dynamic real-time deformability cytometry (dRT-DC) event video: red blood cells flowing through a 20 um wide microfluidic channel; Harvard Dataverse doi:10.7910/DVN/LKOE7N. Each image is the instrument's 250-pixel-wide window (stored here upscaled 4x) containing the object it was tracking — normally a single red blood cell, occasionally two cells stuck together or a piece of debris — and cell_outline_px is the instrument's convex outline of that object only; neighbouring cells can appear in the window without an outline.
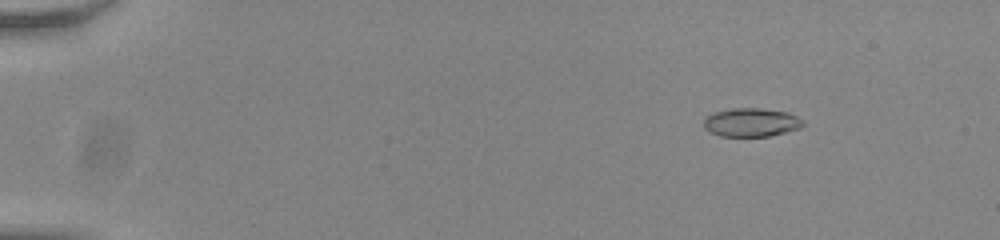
{"species": "common noctule bat (a hibernating species)", "species_latin": "Nyctalus noctula", "temperature_condition": "room temperature", "stored_images_in_passage": 56, "camera_frame_rate_fps": 3000, "um_per_image_px": 0.085, "animal": {"sex": "male", "body_mass_g": 20.0, "forearm_length_mm": 53.3}, "frame": {"image": 1, "passage_image": 8, "time_ms": 2.333, "image_size_px": [1000, 240], "cell_outline_px": [[804, 124], [800, 128], [768, 136], [720, 136], [708, 132], [704, 128], [704, 120], [708, 116], [716, 112], [732, 108], [760, 108], [788, 112], [804, 120]], "centroid_in_image_um": [63.86, 10.4], "position_along_channel_um": 21.1, "area_um2": 16.47}}
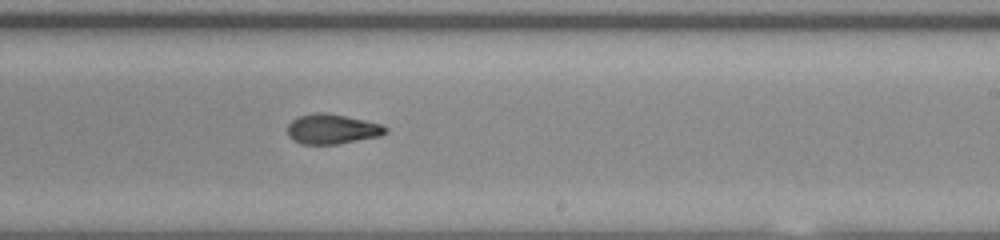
{"frame": {"image": 2, "passage_image": 36, "time_ms": 11.667, "image_size_px": [1000, 240], "cell_outline_px": [[388, 132], [380, 136], [340, 144], [300, 144], [292, 140], [288, 136], [288, 124], [292, 120], [300, 116], [316, 112], [324, 112], [364, 120], [380, 124], [388, 128]], "centroid_in_image_um": [28.22, 10.98], "position_along_channel_um": 260.8, "area_um2": 17.11}}
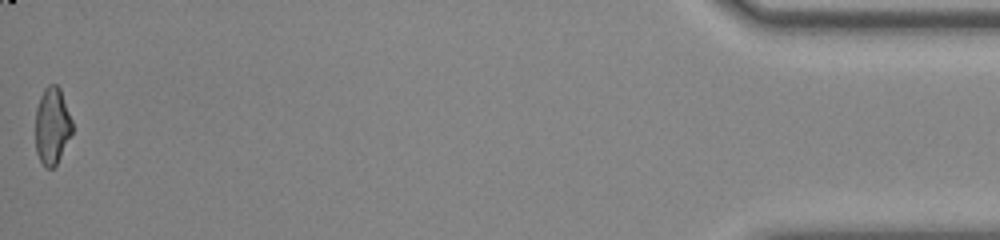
{"frame": {"image": 3, "passage_image": 56, "time_ms": 18.333, "image_size_px": [1000, 240], "cell_outline_px": [[72, 132], [56, 164], [52, 168], [44, 168], [36, 152], [36, 108], [40, 96], [44, 88], [48, 84], [56, 84], [60, 88], [72, 120]], "centroid_in_image_um": [4.42, 10.68], "position_along_channel_um": 430.8, "area_um2": 16.42}, "authors_computed_cell_mechanics": {"area_um2": 17.0799, "velocity_mm_per_s": 3.8231, "shape_relaxation_time_tau1_ms": 10.7919, "shape_relaxation_time_tau2_ms": 1.6267, "deformation_change_tau1": 0.2779, "deformation_change_tau2": 0.0775}}